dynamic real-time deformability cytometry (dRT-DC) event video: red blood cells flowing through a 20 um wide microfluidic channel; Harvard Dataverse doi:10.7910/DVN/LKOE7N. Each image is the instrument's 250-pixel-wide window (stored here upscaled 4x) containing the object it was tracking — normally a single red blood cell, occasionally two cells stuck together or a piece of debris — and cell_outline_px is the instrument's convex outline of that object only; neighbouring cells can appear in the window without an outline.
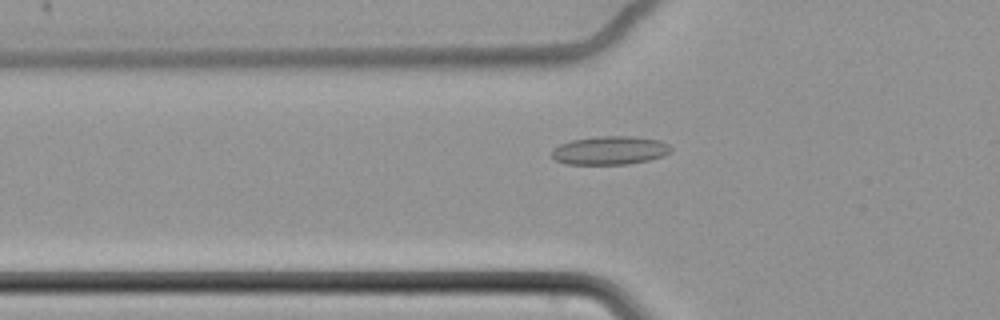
{"species": "common noctule bat (a hibernating species)", "species_latin": "Nyctalus noctula", "temperature_condition": "cold", "stored_images_in_passage": 62, "camera_frame_rate_fps": 3000, "um_per_image_px": 0.085, "animal": {"sex": "female", "body_mass_g": 22.7, "forearm_length_mm": 54.2}, "frame": {"image": 1, "passage_image": 23, "time_ms": 7.333, "image_size_px": [1000, 320], "cell_outline_px": [[672, 152], [664, 156], [648, 160], [628, 164], [564, 164], [556, 160], [552, 156], [552, 148], [560, 144], [572, 140], [596, 136], [636, 136], [660, 140], [668, 144], [672, 148]], "centroid_in_image_um": [51.86, 12.78], "position_along_channel_um": 73.9, "area_um2": 20.0}}
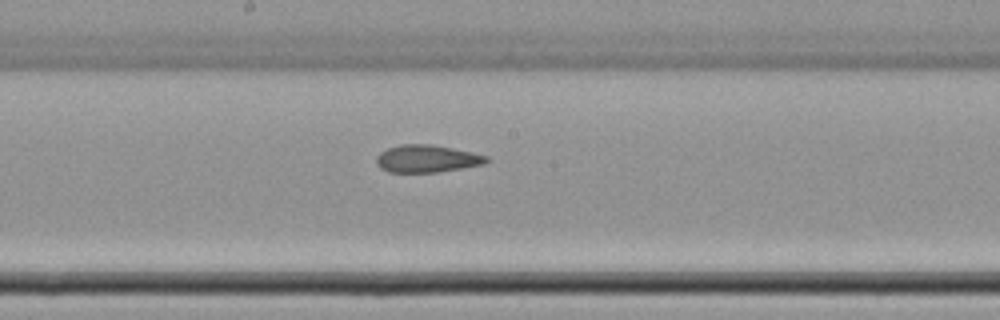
{"frame": {"image": 2, "passage_image": 35, "time_ms": 11.333, "image_size_px": [1000, 320], "cell_outline_px": [[492, 160], [484, 164], [436, 172], [388, 172], [380, 168], [376, 164], [376, 156], [380, 152], [388, 148], [400, 144], [428, 144], [452, 148], [472, 152], [488, 156]], "centroid_in_image_um": [36.28, 13.48], "position_along_channel_um": 211.9, "area_um2": 17.63}}
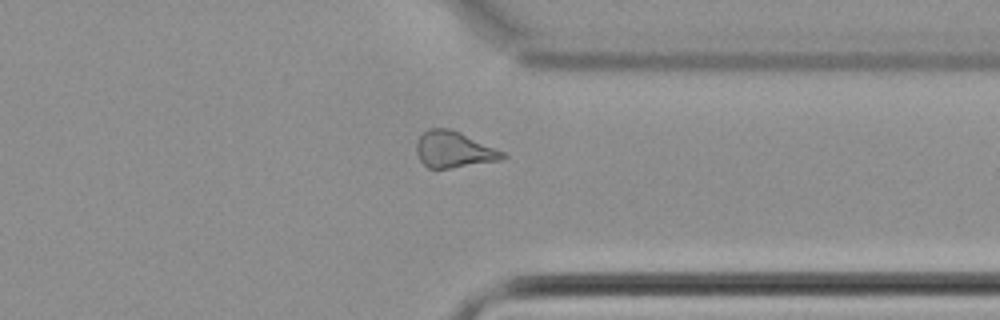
{"frame": {"image": 3, "passage_image": 49, "time_ms": 16.0, "image_size_px": [1000, 320], "cell_outline_px": [[508, 156], [504, 160], [448, 168], [428, 168], [420, 160], [416, 152], [416, 140], [428, 128], [448, 128], [460, 132], [504, 152]], "centroid_in_image_um": [38.58, 12.71], "position_along_channel_um": 372.8, "area_um2": 18.21}, "authors_computed_cell_mechanics": {"area_um2": 19.1318, "velocity_mm_per_s": 3.4591, "shape_relaxation_time_tau1_ms": null, "shape_relaxation_time_tau2_ms": 2.9729, "deformation_change_tau1": null, "deformation_change_tau2": 0.0832}}